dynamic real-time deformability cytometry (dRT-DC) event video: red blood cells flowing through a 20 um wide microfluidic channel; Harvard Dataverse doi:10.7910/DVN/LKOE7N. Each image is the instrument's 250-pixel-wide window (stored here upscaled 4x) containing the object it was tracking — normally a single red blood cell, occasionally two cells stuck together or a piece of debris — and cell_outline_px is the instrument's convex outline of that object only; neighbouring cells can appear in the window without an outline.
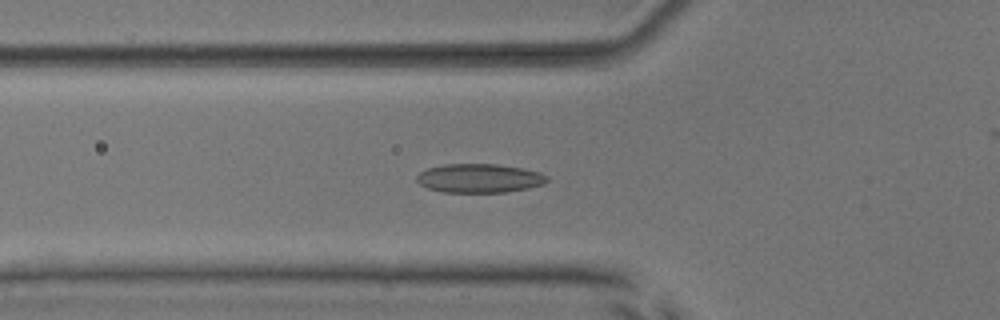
{"species": "common noctule bat (a hibernating species)", "species_latin": "Nyctalus noctula", "temperature_condition": "room temperature", "stored_images_in_passage": 54, "camera_frame_rate_fps": 3000, "um_per_image_px": 0.085, "animal": {"sex": "male", "body_mass_g": 17.9, "forearm_length_mm": 54.2}, "frame": {"image": 1, "passage_image": 20, "time_ms": 6.333, "image_size_px": [1000, 320], "cell_outline_px": [[548, 180], [544, 184], [528, 188], [508, 192], [444, 192], [428, 188], [420, 184], [416, 180], [416, 176], [420, 172], [428, 168], [444, 164], [496, 164], [524, 168], [540, 172], [548, 176]], "centroid_in_image_um": [40.77, 15.15], "position_along_channel_um": 85.0, "area_um2": 22.02}}
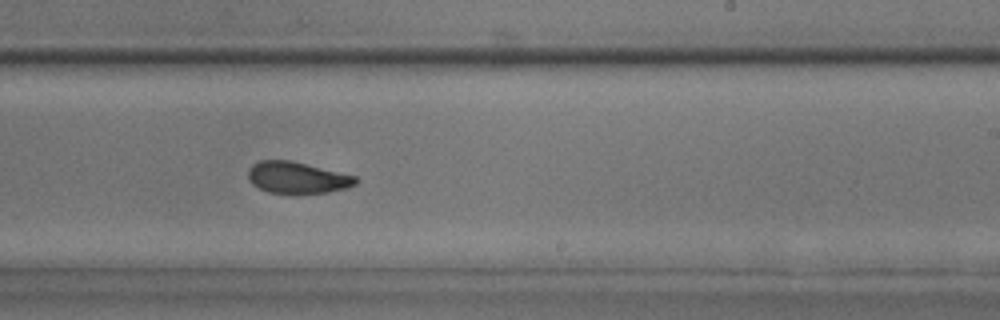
{"frame": {"image": 2, "passage_image": 34, "time_ms": 11.0, "image_size_px": [1000, 320], "cell_outline_px": [[360, 180], [356, 184], [348, 188], [328, 192], [292, 196], [268, 192], [252, 184], [248, 180], [248, 168], [252, 164], [260, 160], [288, 160], [356, 176]], "centroid_in_image_um": [25.25, 15.14], "position_along_channel_um": 263.8, "area_um2": 20.35}}
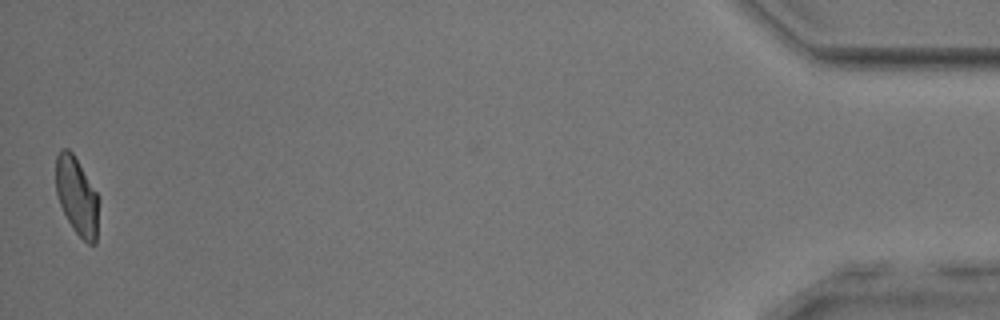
{"frame": {"image": 3, "passage_image": 54, "time_ms": 17.667, "image_size_px": [1000, 320], "cell_outline_px": [[100, 200], [96, 244], [88, 244], [72, 228], [60, 204], [56, 192], [56, 156], [60, 148], [68, 148], [72, 152], [96, 192]], "centroid_in_image_um": [6.55, 16.68], "position_along_channel_um": 428.7, "area_um2": 19.48}, "authors_computed_cell_mechanics": {"area_um2": 20.9236, "velocity_mm_per_s": 3.8295, "shape_relaxation_time_tau1_ms": 7.6772, "shape_relaxation_time_tau2_ms": 1.6774, "deformation_change_tau1": 0.1878, "deformation_change_tau2": 0.0658}}